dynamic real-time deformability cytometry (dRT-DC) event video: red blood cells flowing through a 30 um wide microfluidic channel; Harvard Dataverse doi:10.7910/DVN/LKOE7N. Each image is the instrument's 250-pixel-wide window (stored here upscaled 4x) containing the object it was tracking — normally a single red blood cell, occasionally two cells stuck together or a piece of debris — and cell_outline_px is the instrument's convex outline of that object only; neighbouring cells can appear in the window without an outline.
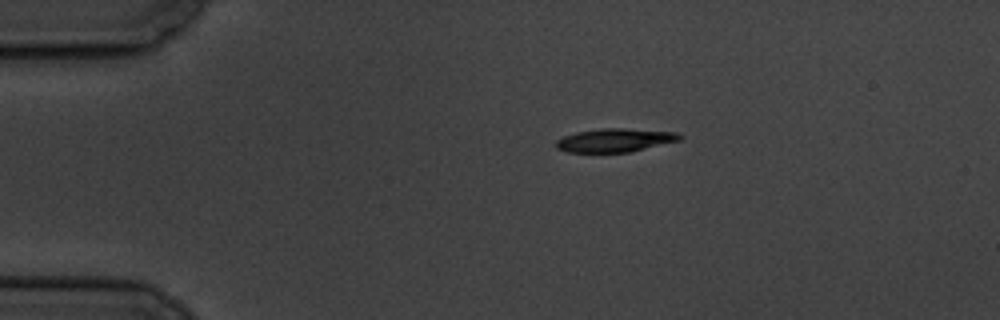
{"species": "common noctule bat (a hibernating species)", "species_latin": "Nyctalus noctula", "temperature_condition": "cold", "stored_images_in_passage": 4, "camera_frame_rate_fps": 3000, "um_per_image_px": 0.085, "animal": {"sex": "male", "body_mass_g": 19.5, "forearm_length_mm": 54.6}, "frame": {"image": 1, "passage_image": 1, "time_ms": 0.0, "image_size_px": [1000, 320], "cell_outline_px": [[684, 136], [680, 140], [628, 152], [568, 152], [556, 148], [556, 140], [564, 136], [576, 132], [600, 128], [624, 128], [676, 132]], "centroid_in_image_um": [52.26, 11.91], "position_along_channel_um": 32.7, "area_um2": 16.82}}
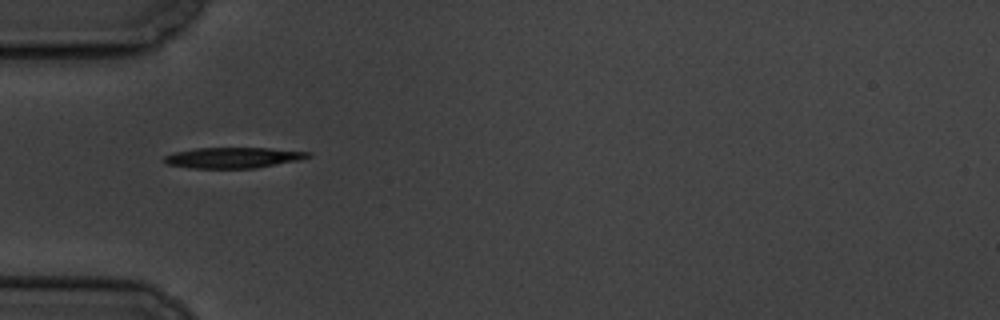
{"frame": {"image": 2, "passage_image": 3, "time_ms": 2.333, "image_size_px": [1000, 320], "cell_outline_px": [[312, 156], [296, 160], [256, 168], [192, 168], [168, 164], [164, 160], [164, 156], [172, 152], [196, 148], [268, 148], [312, 152]], "centroid_in_image_um": [19.8, 13.39], "position_along_channel_um": 65.2, "area_um2": 17.22}}
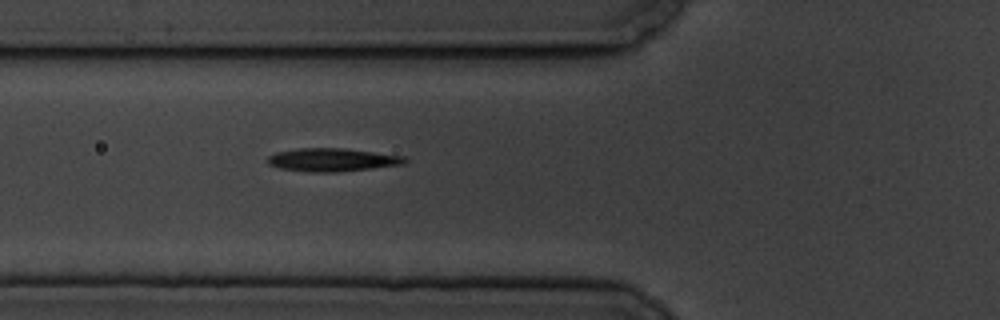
{"frame": {"image": 3, "passage_image": 4, "time_ms": 3.333, "image_size_px": [1000, 320], "cell_outline_px": [[408, 160], [404, 164], [372, 168], [336, 172], [308, 172], [280, 168], [268, 164], [268, 156], [276, 152], [300, 148], [344, 148], [408, 156]], "centroid_in_image_um": [28.28, 13.58], "position_along_channel_um": 97.5, "area_um2": 18.61}}